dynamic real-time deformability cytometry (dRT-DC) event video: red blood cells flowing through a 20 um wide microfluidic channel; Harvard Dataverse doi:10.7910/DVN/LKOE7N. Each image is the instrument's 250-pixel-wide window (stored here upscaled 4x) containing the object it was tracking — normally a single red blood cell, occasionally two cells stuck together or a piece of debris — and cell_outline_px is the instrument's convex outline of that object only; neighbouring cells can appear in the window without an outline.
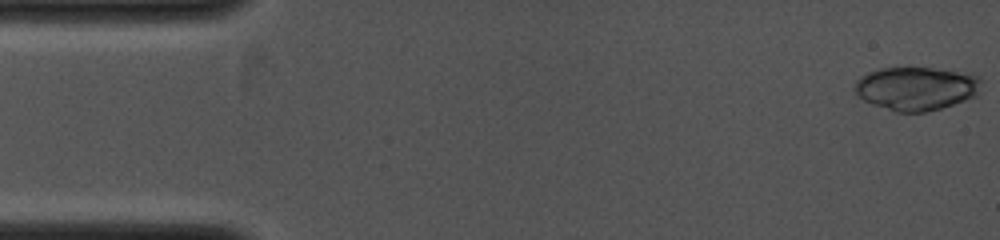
{"species": "common noctule bat (a hibernating species)", "species_latin": "Nyctalus noctula", "temperature_condition": "cold", "stored_images_in_passage": 5, "camera_frame_rate_fps": 4000, "um_per_image_px": 0.085, "animal": {"sex": "female", "body_mass_g": 19.0, "forearm_length_mm": 53.3}, "frame": {"image": 1, "passage_image": 1, "time_ms": 0.0, "image_size_px": [1000, 240], "cell_outline_px": [[980, 92], [976, 96], [940, 108], [924, 112], [896, 112], [872, 104], [864, 100], [852, 88], [856, 80], [860, 76], [868, 72], [880, 68], [932, 68], [972, 72], [980, 76]], "centroid_in_image_um": [77.9, 7.5], "position_along_channel_um": 7.1, "area_um2": 32.31}}